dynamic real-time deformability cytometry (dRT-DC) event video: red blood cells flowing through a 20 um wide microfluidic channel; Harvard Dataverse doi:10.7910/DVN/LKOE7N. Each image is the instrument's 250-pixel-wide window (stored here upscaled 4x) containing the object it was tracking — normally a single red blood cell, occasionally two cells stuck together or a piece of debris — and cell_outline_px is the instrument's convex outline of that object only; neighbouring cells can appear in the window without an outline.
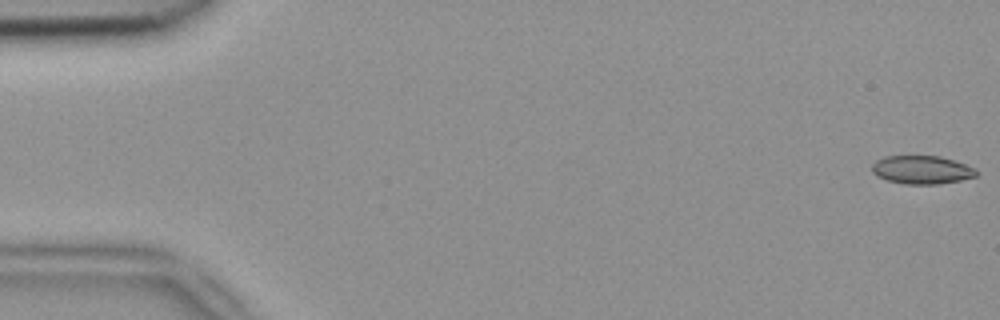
{"species": "common noctule bat (a hibernating species)", "species_latin": "Nyctalus noctula", "temperature_condition": "room temperature", "stored_images_in_passage": 53, "camera_frame_rate_fps": 3000, "um_per_image_px": 0.085, "animal": {"sex": "female", "body_mass_g": 18.4}, "frame": {"image": 1, "passage_image": 1, "time_ms": 0.0, "image_size_px": [1000, 320], "cell_outline_px": [[976, 176], [960, 180], [936, 184], [904, 184], [888, 180], [876, 176], [872, 172], [872, 164], [876, 160], [884, 156], [940, 156], [976, 168]], "centroid_in_image_um": [78.31, 14.43], "position_along_channel_um": 6.7, "area_um2": 17.11}}
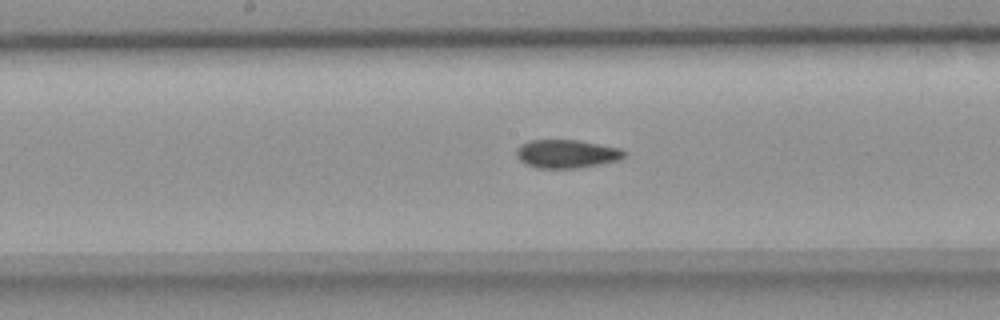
{"frame": {"image": 2, "passage_image": 27, "time_ms": 8.667, "image_size_px": [1000, 320], "cell_outline_px": [[628, 156], [620, 160], [600, 164], [576, 168], [536, 168], [524, 164], [516, 156], [516, 148], [520, 144], [528, 140], [580, 140], [620, 148], [628, 152]], "centroid_in_image_um": [48.18, 13.07], "position_along_channel_um": 200.0, "area_um2": 18.21}}
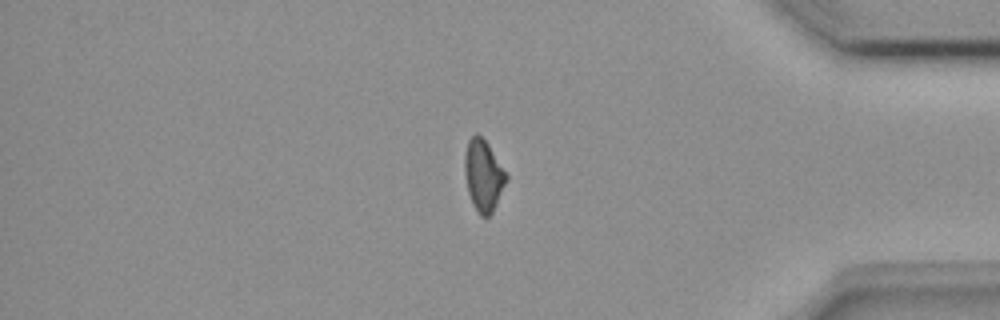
{"frame": {"image": 3, "passage_image": 44, "time_ms": 14.333, "image_size_px": [1000, 320], "cell_outline_px": [[508, 180], [492, 212], [488, 216], [480, 216], [472, 204], [468, 192], [464, 172], [464, 156], [468, 140], [476, 132], [488, 144], [508, 176]], "centroid_in_image_um": [41.07, 14.92], "position_along_channel_um": 394.1, "area_um2": 17.22}, "authors_computed_cell_mechanics": {"area_um2": 17.8024, "velocity_mm_per_s": 3.9146, "shape_relaxation_time_tau1_ms": null, "shape_relaxation_time_tau2_ms": 7.2924, "deformation_change_tau1": null, "deformation_change_tau2": 0.1169}}